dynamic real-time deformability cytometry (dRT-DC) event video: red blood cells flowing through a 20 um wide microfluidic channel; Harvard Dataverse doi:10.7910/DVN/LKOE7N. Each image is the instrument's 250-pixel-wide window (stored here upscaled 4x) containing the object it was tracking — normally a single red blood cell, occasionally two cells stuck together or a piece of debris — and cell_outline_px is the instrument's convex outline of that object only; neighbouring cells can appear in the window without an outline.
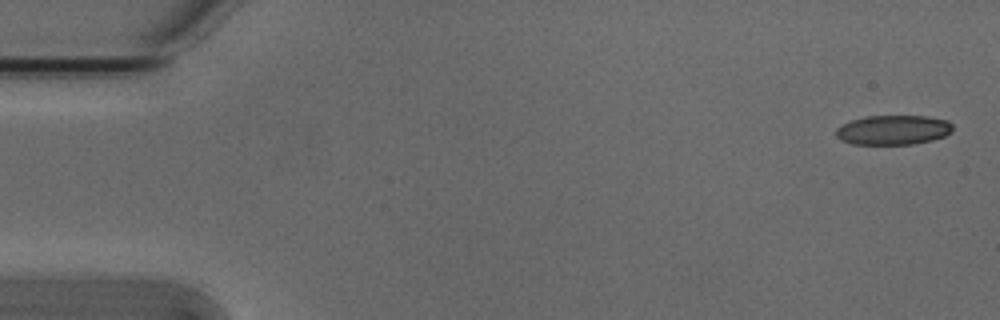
{"species": "Egyptian fruit bat (a non-hibernating species)", "species_latin": "Rousettus aegyptiacus", "temperature_condition": "cold", "stored_images_in_passage": 5, "camera_frame_rate_fps": 3000, "um_per_image_px": 0.085, "animal": {"sex": "male"}, "frame": {"image": 1, "passage_image": 1, "time_ms": 0.0, "image_size_px": [1000, 320], "cell_outline_px": [[952, 132], [944, 136], [932, 140], [912, 144], [852, 144], [840, 140], [836, 136], [836, 128], [840, 124], [864, 116], [928, 116], [948, 120], [952, 124]], "centroid_in_image_um": [75.9, 11.04], "position_along_channel_um": 9.1, "area_um2": 20.29}}